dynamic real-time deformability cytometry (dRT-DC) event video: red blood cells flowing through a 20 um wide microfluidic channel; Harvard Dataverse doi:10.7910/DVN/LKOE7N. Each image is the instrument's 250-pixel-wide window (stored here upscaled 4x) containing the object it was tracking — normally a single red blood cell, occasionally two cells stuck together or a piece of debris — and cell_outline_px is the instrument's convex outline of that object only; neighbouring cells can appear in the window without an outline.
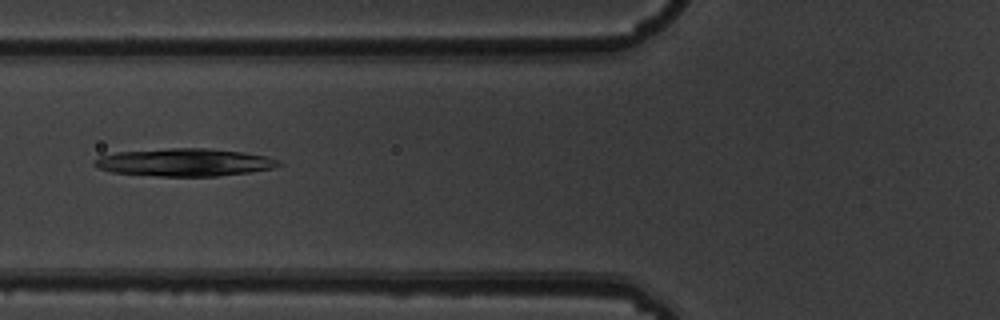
{"species": "common noctule bat (a hibernating species)", "species_latin": "Nyctalus noctula", "temperature_condition": "warm", "stored_images_in_passage": 6, "camera_frame_rate_fps": 3000, "um_per_image_px": 0.085, "animal": {"sex": "male", "body_mass_g": 19.5, "forearm_length_mm": 54.6}, "frame": {"image": 1, "passage_image": 6, "time_ms": 1.667, "image_size_px": [1000, 320], "cell_outline_px": [[280, 164], [272, 168], [252, 172], [216, 176], [160, 176], [112, 172], [96, 168], [92, 164], [92, 160], [100, 156], [116, 152], [168, 148], [208, 148], [244, 152], [264, 156], [280, 160]], "centroid_in_image_um": [15.64, 13.79], "position_along_channel_um": 110.2, "area_um2": 29.82}}